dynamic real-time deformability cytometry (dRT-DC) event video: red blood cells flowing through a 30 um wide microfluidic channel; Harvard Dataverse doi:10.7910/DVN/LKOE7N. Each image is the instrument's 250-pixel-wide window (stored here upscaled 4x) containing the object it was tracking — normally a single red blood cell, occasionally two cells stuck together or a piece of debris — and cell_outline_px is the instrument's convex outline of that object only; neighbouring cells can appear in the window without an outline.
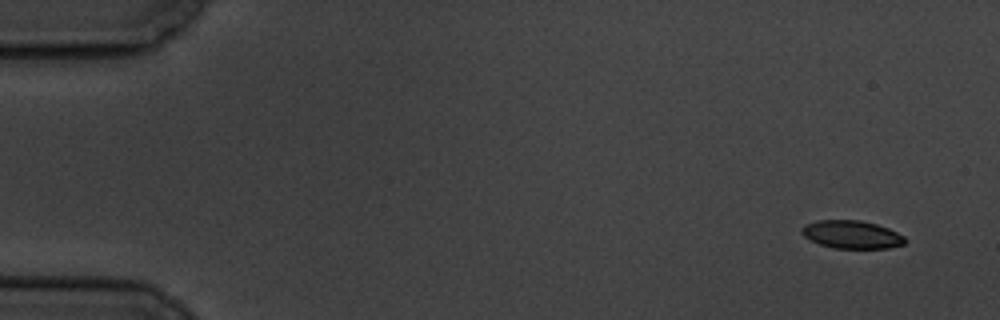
{"species": "common noctule bat (a hibernating species)", "species_latin": "Nyctalus noctula", "temperature_condition": "cold", "stored_images_in_passage": 5, "camera_frame_rate_fps": 3000, "um_per_image_px": 0.085, "animal": {"sex": "male", "body_mass_g": 19.5, "forearm_length_mm": 54.6}, "frame": {"image": 1, "passage_image": 1, "time_ms": 0.0, "image_size_px": [1000, 320], "cell_outline_px": [[908, 240], [904, 244], [888, 248], [836, 248], [820, 244], [804, 236], [800, 232], [800, 228], [804, 224], [816, 220], [860, 220], [876, 224], [888, 228], [904, 236]], "centroid_in_image_um": [72.39, 19.92], "position_along_channel_um": 12.6, "area_um2": 16.88}}
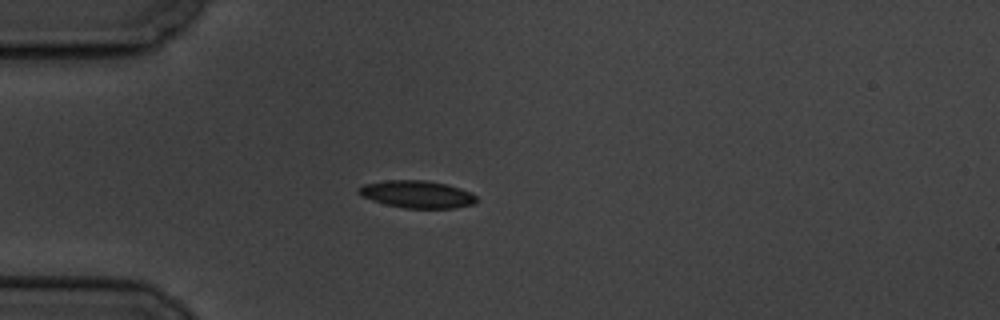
{"frame": {"image": 2, "passage_image": 5, "time_ms": 4.333, "image_size_px": [1000, 320], "cell_outline_px": [[476, 204], [452, 208], [404, 208], [372, 200], [356, 192], [364, 184], [388, 180], [424, 180], [448, 184], [472, 192], [476, 196]], "centroid_in_image_um": [35.51, 16.51], "position_along_channel_um": 49.5, "area_um2": 18.67}}